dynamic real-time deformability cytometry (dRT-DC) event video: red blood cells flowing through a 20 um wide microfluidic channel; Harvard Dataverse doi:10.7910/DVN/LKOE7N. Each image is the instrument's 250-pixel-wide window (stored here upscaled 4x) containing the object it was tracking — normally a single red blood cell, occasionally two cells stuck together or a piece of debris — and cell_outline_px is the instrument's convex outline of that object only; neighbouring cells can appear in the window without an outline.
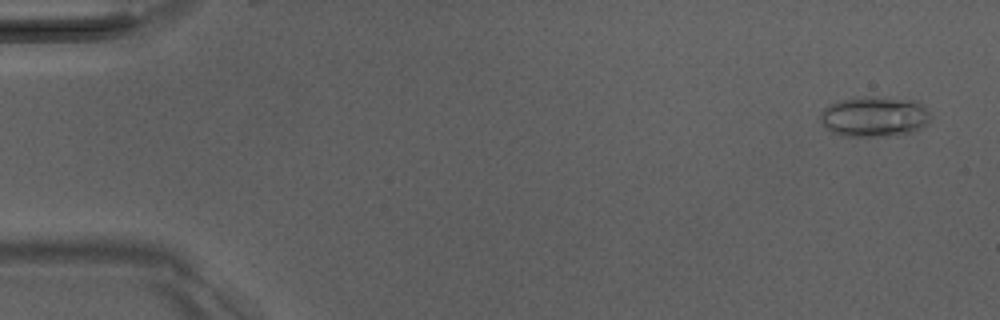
{"species": "Egyptian fruit bat (a non-hibernating species)", "species_latin": "Rousettus aegyptiacus", "temperature_condition": "room temperature", "stored_images_in_passage": 51, "camera_frame_rate_fps": 3000, "um_per_image_px": 0.085, "animal": {"sex": "male"}, "frame": {"image": 1, "passage_image": 3, "time_ms": 0.667, "image_size_px": [1000, 320], "cell_outline_px": [[928, 124], [916, 132], [896, 136], [840, 136], [832, 132], [820, 120], [820, 112], [828, 104], [840, 100], [856, 96], [868, 96], [916, 100], [924, 104], [928, 112]], "centroid_in_image_um": [74.33, 9.91], "position_along_channel_um": 10.7, "area_um2": 26.41}}
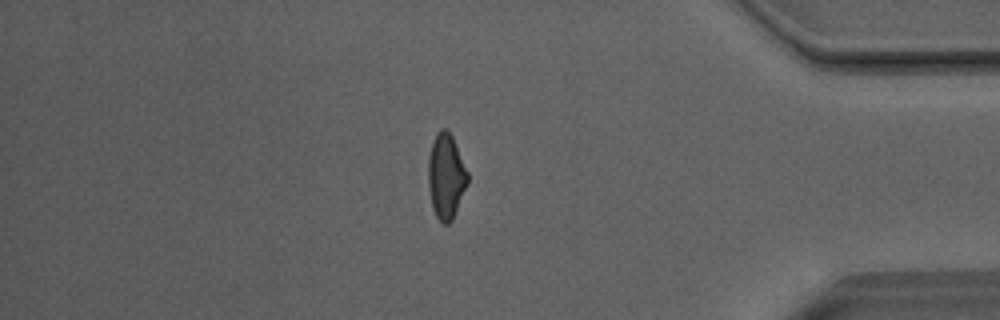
{"frame": {"image": 2, "passage_image": 44, "time_ms": 14.333, "image_size_px": [1000, 320], "cell_outline_px": [[468, 184], [452, 220], [448, 224], [444, 224], [436, 216], [432, 208], [428, 188], [428, 156], [432, 140], [436, 132], [440, 128], [448, 128], [452, 136], [468, 172]], "centroid_in_image_um": [37.9, 14.95], "position_along_channel_um": 397.3, "area_um2": 19.83}}
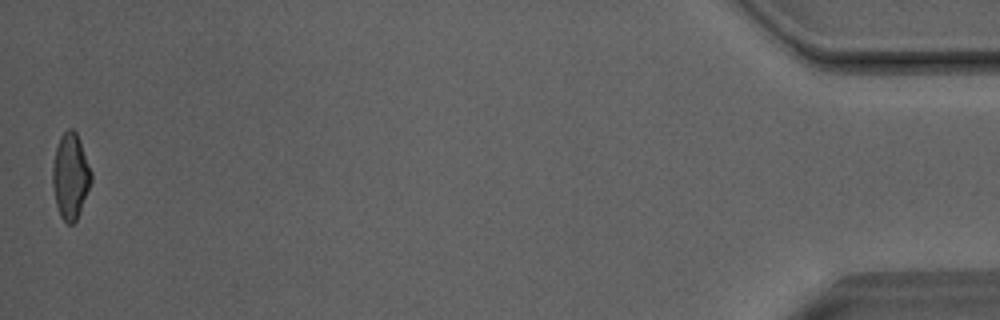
{"frame": {"image": 3, "passage_image": 51, "time_ms": 16.667, "image_size_px": [1000, 320], "cell_outline_px": [[92, 180], [80, 212], [76, 220], [72, 224], [68, 224], [60, 216], [56, 204], [52, 184], [52, 168], [56, 148], [60, 136], [68, 128], [72, 128], [76, 132], [80, 140], [92, 172]], "centroid_in_image_um": [5.99, 14.96], "position_along_channel_um": 429.2, "area_um2": 19.31}, "authors_computed_cell_mechanics": {"area_um2": 19.8254, "velocity_mm_per_s": 4.079, "shape_relaxation_time_tau1_ms": 7.8143, "shape_relaxation_time_tau2_ms": 2.0944, "deformation_change_tau1": 0.2202, "deformation_change_tau2": 0.0893}}